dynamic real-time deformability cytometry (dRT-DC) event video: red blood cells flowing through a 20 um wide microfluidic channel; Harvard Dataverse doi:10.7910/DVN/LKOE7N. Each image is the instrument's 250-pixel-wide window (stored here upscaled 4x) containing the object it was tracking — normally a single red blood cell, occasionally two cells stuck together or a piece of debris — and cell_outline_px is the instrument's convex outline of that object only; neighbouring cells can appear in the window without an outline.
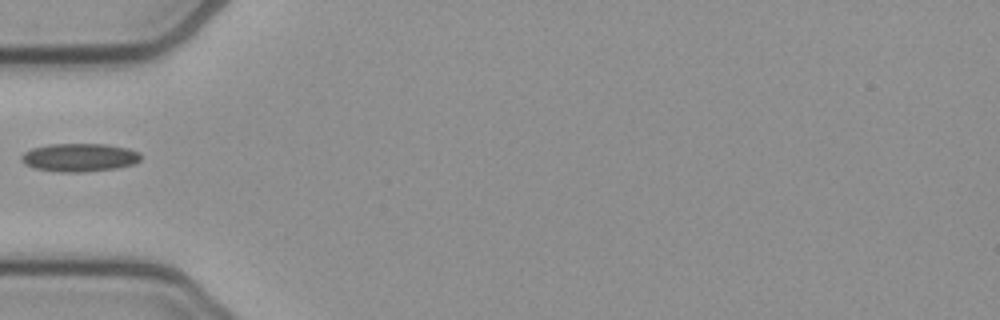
{"species": "common noctule bat (a hibernating species)", "species_latin": "Nyctalus noctula", "temperature_condition": "cold", "stored_images_in_passage": 36, "camera_frame_rate_fps": 3000, "um_per_image_px": 0.085, "animal": {"sex": "female", "body_mass_g": 21.9}, "frame": {"image": 1, "passage_image": 1, "time_ms": 0.0, "image_size_px": [1000, 320], "cell_outline_px": [[140, 160], [136, 164], [116, 168], [84, 172], [60, 172], [32, 168], [24, 164], [20, 160], [20, 156], [24, 152], [32, 148], [48, 144], [104, 144], [128, 148], [140, 152]], "centroid_in_image_um": [6.73, 13.39], "position_along_channel_um": 78.3, "area_um2": 19.88}}
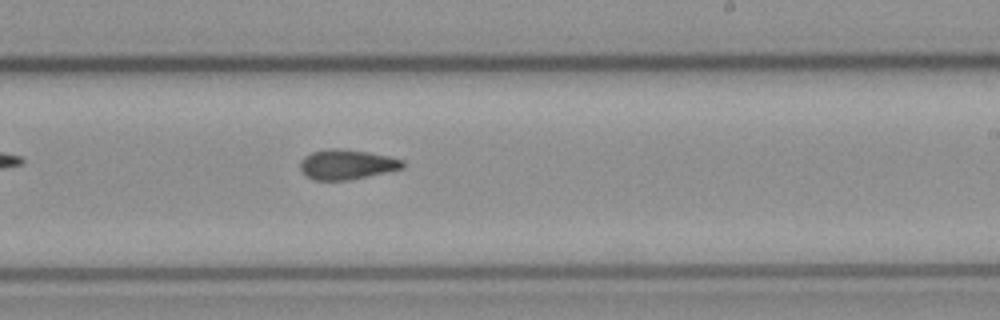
{"frame": {"image": 2, "passage_image": 15, "time_ms": 4.667, "image_size_px": [1000, 320], "cell_outline_px": [[404, 168], [348, 180], [312, 180], [304, 176], [300, 168], [300, 160], [304, 156], [312, 152], [328, 148], [340, 148], [368, 152], [388, 156], [404, 160]], "centroid_in_image_um": [29.43, 13.97], "position_along_channel_um": 259.6, "area_um2": 17.98}}
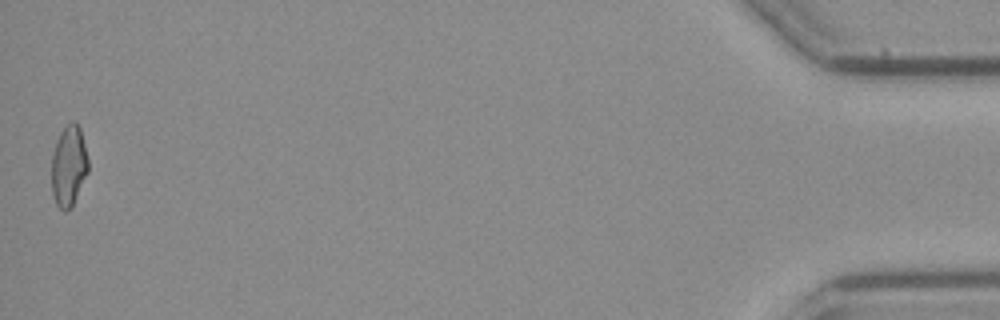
{"frame": {"image": 3, "passage_image": 36, "time_ms": 11.667, "image_size_px": [1000, 320], "cell_outline_px": [[88, 172], [72, 208], [64, 212], [56, 204], [52, 192], [52, 156], [56, 140], [60, 132], [72, 120], [76, 120], [80, 128], [88, 160]], "centroid_in_image_um": [5.84, 14.12], "position_along_channel_um": 429.4, "area_um2": 17.34}}